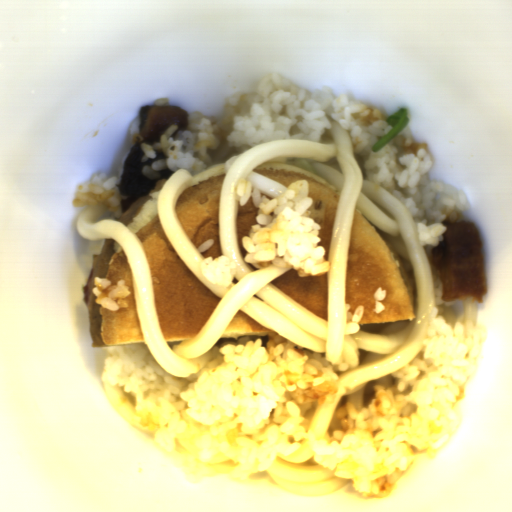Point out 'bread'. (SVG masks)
Instances as JSON below:
<instances>
[{
  "mask_svg": "<svg viewBox=\"0 0 512 512\" xmlns=\"http://www.w3.org/2000/svg\"><path fill=\"white\" fill-rule=\"evenodd\" d=\"M380 286L387 291L385 310L376 314L373 294ZM347 303L353 315L363 305L360 326L409 321L417 314L416 287L404 263L360 207L353 211L346 253Z\"/></svg>",
  "mask_w": 512,
  "mask_h": 512,
  "instance_id": "bread-1",
  "label": "bread"
},
{
  "mask_svg": "<svg viewBox=\"0 0 512 512\" xmlns=\"http://www.w3.org/2000/svg\"><path fill=\"white\" fill-rule=\"evenodd\" d=\"M135 235L151 276L163 337L167 342L195 339L222 298L191 272L172 245L158 215Z\"/></svg>",
  "mask_w": 512,
  "mask_h": 512,
  "instance_id": "bread-2",
  "label": "bread"
},
{
  "mask_svg": "<svg viewBox=\"0 0 512 512\" xmlns=\"http://www.w3.org/2000/svg\"><path fill=\"white\" fill-rule=\"evenodd\" d=\"M224 178L223 173L185 188L174 208L181 228L197 249L207 240H213V245L201 252L204 259L212 256L215 260L223 256L219 232V208Z\"/></svg>",
  "mask_w": 512,
  "mask_h": 512,
  "instance_id": "bread-3",
  "label": "bread"
},
{
  "mask_svg": "<svg viewBox=\"0 0 512 512\" xmlns=\"http://www.w3.org/2000/svg\"><path fill=\"white\" fill-rule=\"evenodd\" d=\"M104 278L111 281L112 286L119 280H125L130 294L125 298L127 308L112 311L99 304L100 334L102 344L106 347L145 343L139 324L135 290L131 266L124 249H117L110 257Z\"/></svg>",
  "mask_w": 512,
  "mask_h": 512,
  "instance_id": "bread-4",
  "label": "bread"
},
{
  "mask_svg": "<svg viewBox=\"0 0 512 512\" xmlns=\"http://www.w3.org/2000/svg\"><path fill=\"white\" fill-rule=\"evenodd\" d=\"M256 172L274 180L287 190L292 182L306 179L309 184L308 197L313 204L308 215L320 226L317 245L325 249L324 259L328 261L340 193L322 181L295 173L284 168H255Z\"/></svg>",
  "mask_w": 512,
  "mask_h": 512,
  "instance_id": "bread-5",
  "label": "bread"
},
{
  "mask_svg": "<svg viewBox=\"0 0 512 512\" xmlns=\"http://www.w3.org/2000/svg\"><path fill=\"white\" fill-rule=\"evenodd\" d=\"M272 285L327 320L329 307V271L318 276H299L293 267L272 280Z\"/></svg>",
  "mask_w": 512,
  "mask_h": 512,
  "instance_id": "bread-6",
  "label": "bread"
},
{
  "mask_svg": "<svg viewBox=\"0 0 512 512\" xmlns=\"http://www.w3.org/2000/svg\"><path fill=\"white\" fill-rule=\"evenodd\" d=\"M268 333L275 332L255 321L240 309L229 321L219 339L229 340L245 336H269Z\"/></svg>",
  "mask_w": 512,
  "mask_h": 512,
  "instance_id": "bread-7",
  "label": "bread"
},
{
  "mask_svg": "<svg viewBox=\"0 0 512 512\" xmlns=\"http://www.w3.org/2000/svg\"><path fill=\"white\" fill-rule=\"evenodd\" d=\"M259 207L254 206L251 197L244 206L239 203L237 219L235 225V232L237 238L238 249L244 257L248 252L242 245V240L245 236H249V231L252 225L258 224L256 220Z\"/></svg>",
  "mask_w": 512,
  "mask_h": 512,
  "instance_id": "bread-8",
  "label": "bread"
}]
</instances>
